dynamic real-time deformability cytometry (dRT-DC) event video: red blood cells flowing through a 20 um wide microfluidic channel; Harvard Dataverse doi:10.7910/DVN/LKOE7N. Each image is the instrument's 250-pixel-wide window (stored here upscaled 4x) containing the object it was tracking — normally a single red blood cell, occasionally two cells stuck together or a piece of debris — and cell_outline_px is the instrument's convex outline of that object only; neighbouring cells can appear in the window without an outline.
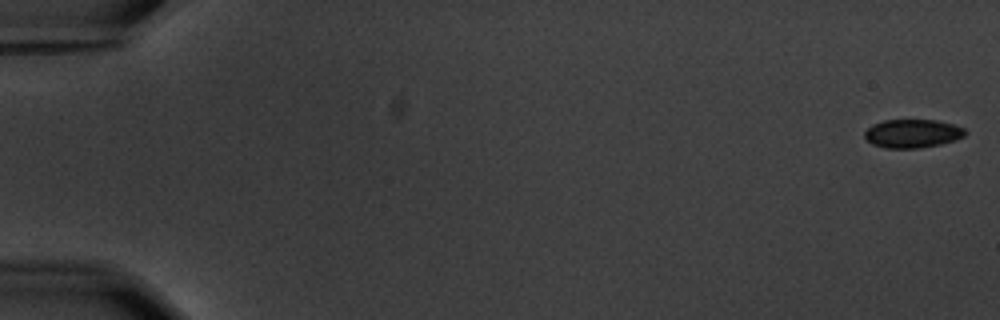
{"species": "common noctule bat (a hibernating species)", "species_latin": "Nyctalus noctula", "temperature_condition": "warm", "stored_images_in_passage": 6, "segment_of_instrument_passage": [1, 2], "camera_frame_rate_fps": 3000, "um_per_image_px": 0.085, "animal": {"sex": "male", "body_mass_g": 20.1, "forearm_length_mm": 53.5}, "frame": {"image": 1, "passage_image": 1, "time_ms": 0.0, "image_size_px": [1000, 320], "cell_outline_px": [[968, 132], [964, 136], [940, 144], [920, 148], [884, 148], [872, 144], [864, 136], [864, 132], [872, 124], [884, 120], [936, 120], [952, 124], [964, 128]], "centroid_in_image_um": [77.54, 11.35], "position_along_channel_um": 7.5, "area_um2": 16.65}}
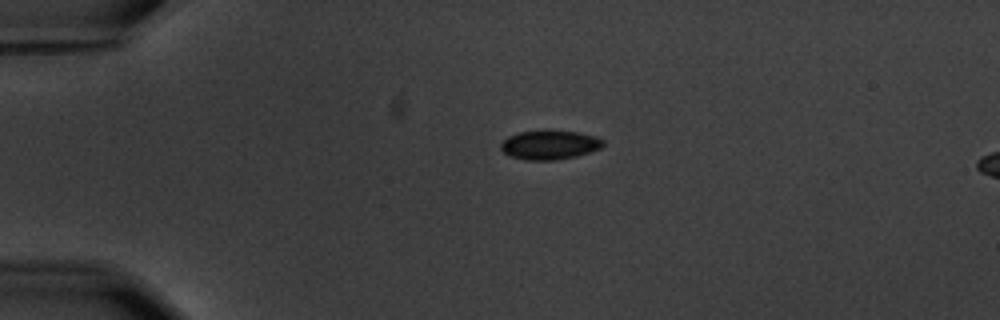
{"frame": {"image": 2, "passage_image": 4, "time_ms": 4.333, "image_size_px": [1000, 320], "cell_outline_px": [[604, 144], [600, 148], [592, 152], [576, 156], [556, 160], [524, 160], [512, 156], [504, 152], [500, 148], [500, 144], [508, 136], [520, 132], [544, 128], [548, 128], [580, 132], [596, 136], [604, 140]], "centroid_in_image_um": [46.75, 12.27], "position_along_channel_um": 38.3, "area_um2": 17.98}}